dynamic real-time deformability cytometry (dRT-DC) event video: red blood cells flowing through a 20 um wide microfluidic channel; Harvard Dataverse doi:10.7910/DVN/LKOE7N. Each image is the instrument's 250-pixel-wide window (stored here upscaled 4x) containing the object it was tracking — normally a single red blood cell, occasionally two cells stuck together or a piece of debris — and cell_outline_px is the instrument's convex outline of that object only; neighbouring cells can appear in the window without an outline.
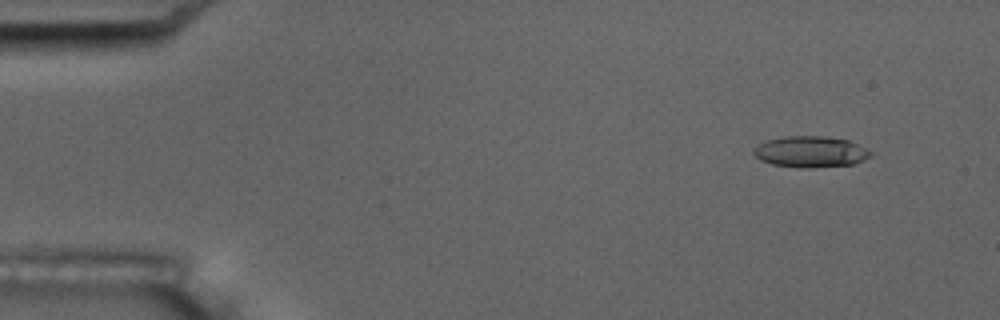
{"species": "common noctule bat (a hibernating species)", "species_latin": "Nyctalus noctula", "temperature_condition": "room temperature", "stored_images_in_passage": 3, "camera_frame_rate_fps": 3000, "um_per_image_px": 0.085, "animal": {"sex": "male", "body_mass_g": 17.5, "forearm_length_mm": 52.3}, "frame": {"image": 1, "passage_image": 2, "time_ms": 1.333, "image_size_px": [1000, 320], "cell_outline_px": [[872, 152], [864, 160], [852, 164], [812, 168], [800, 168], [772, 164], [760, 160], [752, 152], [760, 144], [768, 140], [784, 136], [824, 136], [848, 140]], "centroid_in_image_um": [68.88, 12.91], "position_along_channel_um": 16.1, "area_um2": 20.98}}